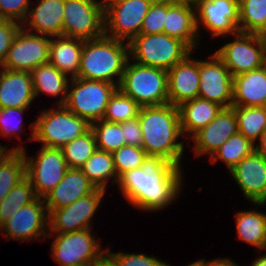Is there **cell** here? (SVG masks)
Instances as JSON below:
<instances>
[{"label":"cell","instance_id":"obj_19","mask_svg":"<svg viewBox=\"0 0 266 266\" xmlns=\"http://www.w3.org/2000/svg\"><path fill=\"white\" fill-rule=\"evenodd\" d=\"M238 132L237 117L232 107L222 108L207 126L195 133L191 139L194 142V154L213 155L231 136Z\"/></svg>","mask_w":266,"mask_h":266},{"label":"cell","instance_id":"obj_28","mask_svg":"<svg viewBox=\"0 0 266 266\" xmlns=\"http://www.w3.org/2000/svg\"><path fill=\"white\" fill-rule=\"evenodd\" d=\"M31 78L34 88L35 97L40 93H46L51 96L61 95L60 100L56 102L57 105H64L67 100L68 83L71 78L60 72L51 63L42 64L31 72Z\"/></svg>","mask_w":266,"mask_h":266},{"label":"cell","instance_id":"obj_3","mask_svg":"<svg viewBox=\"0 0 266 266\" xmlns=\"http://www.w3.org/2000/svg\"><path fill=\"white\" fill-rule=\"evenodd\" d=\"M128 59L127 42L106 35L98 39L85 40L77 77L105 81L119 86ZM114 77L118 80L115 81Z\"/></svg>","mask_w":266,"mask_h":266},{"label":"cell","instance_id":"obj_37","mask_svg":"<svg viewBox=\"0 0 266 266\" xmlns=\"http://www.w3.org/2000/svg\"><path fill=\"white\" fill-rule=\"evenodd\" d=\"M97 149L113 153L125 145V138L121 123H112L105 120H99L90 124Z\"/></svg>","mask_w":266,"mask_h":266},{"label":"cell","instance_id":"obj_36","mask_svg":"<svg viewBox=\"0 0 266 266\" xmlns=\"http://www.w3.org/2000/svg\"><path fill=\"white\" fill-rule=\"evenodd\" d=\"M61 149L68 168H81L97 150L95 136L89 129L82 136L65 144Z\"/></svg>","mask_w":266,"mask_h":266},{"label":"cell","instance_id":"obj_50","mask_svg":"<svg viewBox=\"0 0 266 266\" xmlns=\"http://www.w3.org/2000/svg\"><path fill=\"white\" fill-rule=\"evenodd\" d=\"M187 266H206V260L202 258V259L197 260L191 264H188Z\"/></svg>","mask_w":266,"mask_h":266},{"label":"cell","instance_id":"obj_13","mask_svg":"<svg viewBox=\"0 0 266 266\" xmlns=\"http://www.w3.org/2000/svg\"><path fill=\"white\" fill-rule=\"evenodd\" d=\"M51 37L20 28L1 68L31 72L36 67L49 62Z\"/></svg>","mask_w":266,"mask_h":266},{"label":"cell","instance_id":"obj_33","mask_svg":"<svg viewBox=\"0 0 266 266\" xmlns=\"http://www.w3.org/2000/svg\"><path fill=\"white\" fill-rule=\"evenodd\" d=\"M239 1V31L266 35V0Z\"/></svg>","mask_w":266,"mask_h":266},{"label":"cell","instance_id":"obj_38","mask_svg":"<svg viewBox=\"0 0 266 266\" xmlns=\"http://www.w3.org/2000/svg\"><path fill=\"white\" fill-rule=\"evenodd\" d=\"M140 106L129 96L117 89L107 104L103 120L122 123L137 118Z\"/></svg>","mask_w":266,"mask_h":266},{"label":"cell","instance_id":"obj_54","mask_svg":"<svg viewBox=\"0 0 266 266\" xmlns=\"http://www.w3.org/2000/svg\"><path fill=\"white\" fill-rule=\"evenodd\" d=\"M100 263H89V264H86V265H81V266H99Z\"/></svg>","mask_w":266,"mask_h":266},{"label":"cell","instance_id":"obj_18","mask_svg":"<svg viewBox=\"0 0 266 266\" xmlns=\"http://www.w3.org/2000/svg\"><path fill=\"white\" fill-rule=\"evenodd\" d=\"M229 172L248 201L261 203L266 198V158L264 156L254 150Z\"/></svg>","mask_w":266,"mask_h":266},{"label":"cell","instance_id":"obj_1","mask_svg":"<svg viewBox=\"0 0 266 266\" xmlns=\"http://www.w3.org/2000/svg\"><path fill=\"white\" fill-rule=\"evenodd\" d=\"M181 169L151 160L144 167L122 174L119 189L132 206L143 211H159L178 198L183 182Z\"/></svg>","mask_w":266,"mask_h":266},{"label":"cell","instance_id":"obj_47","mask_svg":"<svg viewBox=\"0 0 266 266\" xmlns=\"http://www.w3.org/2000/svg\"><path fill=\"white\" fill-rule=\"evenodd\" d=\"M259 142V143H258ZM255 145V151L266 158V130Z\"/></svg>","mask_w":266,"mask_h":266},{"label":"cell","instance_id":"obj_6","mask_svg":"<svg viewBox=\"0 0 266 266\" xmlns=\"http://www.w3.org/2000/svg\"><path fill=\"white\" fill-rule=\"evenodd\" d=\"M57 109L42 111L30 124L32 133L29 141H39L42 146L62 148L65 144L82 136L90 129V124L73 114L65 105Z\"/></svg>","mask_w":266,"mask_h":266},{"label":"cell","instance_id":"obj_17","mask_svg":"<svg viewBox=\"0 0 266 266\" xmlns=\"http://www.w3.org/2000/svg\"><path fill=\"white\" fill-rule=\"evenodd\" d=\"M211 60H199L198 97L229 108L233 102V76L224 62L214 53Z\"/></svg>","mask_w":266,"mask_h":266},{"label":"cell","instance_id":"obj_24","mask_svg":"<svg viewBox=\"0 0 266 266\" xmlns=\"http://www.w3.org/2000/svg\"><path fill=\"white\" fill-rule=\"evenodd\" d=\"M64 3L65 0H39L36 7L29 8L22 28L49 37L63 36ZM27 23L28 29L25 28Z\"/></svg>","mask_w":266,"mask_h":266},{"label":"cell","instance_id":"obj_48","mask_svg":"<svg viewBox=\"0 0 266 266\" xmlns=\"http://www.w3.org/2000/svg\"><path fill=\"white\" fill-rule=\"evenodd\" d=\"M122 0H101L99 1L100 6L103 11H105L109 6H112L115 3L121 2Z\"/></svg>","mask_w":266,"mask_h":266},{"label":"cell","instance_id":"obj_8","mask_svg":"<svg viewBox=\"0 0 266 266\" xmlns=\"http://www.w3.org/2000/svg\"><path fill=\"white\" fill-rule=\"evenodd\" d=\"M9 151H22L25 155L26 177L30 180L37 197L45 198L64 178L68 166L61 148L42 146L39 154L27 157L26 148L14 146ZM36 158V159H35Z\"/></svg>","mask_w":266,"mask_h":266},{"label":"cell","instance_id":"obj_20","mask_svg":"<svg viewBox=\"0 0 266 266\" xmlns=\"http://www.w3.org/2000/svg\"><path fill=\"white\" fill-rule=\"evenodd\" d=\"M163 33L182 40L192 50L197 48L200 32L197 29L193 0H167Z\"/></svg>","mask_w":266,"mask_h":266},{"label":"cell","instance_id":"obj_26","mask_svg":"<svg viewBox=\"0 0 266 266\" xmlns=\"http://www.w3.org/2000/svg\"><path fill=\"white\" fill-rule=\"evenodd\" d=\"M223 107L200 97L186 101L178 106L181 130L188 138L207 126Z\"/></svg>","mask_w":266,"mask_h":266},{"label":"cell","instance_id":"obj_40","mask_svg":"<svg viewBox=\"0 0 266 266\" xmlns=\"http://www.w3.org/2000/svg\"><path fill=\"white\" fill-rule=\"evenodd\" d=\"M167 13V0H153L145 16L140 34L163 33Z\"/></svg>","mask_w":266,"mask_h":266},{"label":"cell","instance_id":"obj_15","mask_svg":"<svg viewBox=\"0 0 266 266\" xmlns=\"http://www.w3.org/2000/svg\"><path fill=\"white\" fill-rule=\"evenodd\" d=\"M44 198L37 197L34 201L22 206L12 217L0 226L7 239L30 241L46 239L49 233L48 213Z\"/></svg>","mask_w":266,"mask_h":266},{"label":"cell","instance_id":"obj_7","mask_svg":"<svg viewBox=\"0 0 266 266\" xmlns=\"http://www.w3.org/2000/svg\"><path fill=\"white\" fill-rule=\"evenodd\" d=\"M71 81V82H70ZM65 106L89 124L102 120L118 86L105 81L71 78ZM69 86L71 90H69Z\"/></svg>","mask_w":266,"mask_h":266},{"label":"cell","instance_id":"obj_5","mask_svg":"<svg viewBox=\"0 0 266 266\" xmlns=\"http://www.w3.org/2000/svg\"><path fill=\"white\" fill-rule=\"evenodd\" d=\"M128 59L118 86L125 95L131 97L140 107L169 103L167 71Z\"/></svg>","mask_w":266,"mask_h":266},{"label":"cell","instance_id":"obj_46","mask_svg":"<svg viewBox=\"0 0 266 266\" xmlns=\"http://www.w3.org/2000/svg\"><path fill=\"white\" fill-rule=\"evenodd\" d=\"M206 266H240L236 263H234V261H232L229 258H217L211 261L206 262Z\"/></svg>","mask_w":266,"mask_h":266},{"label":"cell","instance_id":"obj_41","mask_svg":"<svg viewBox=\"0 0 266 266\" xmlns=\"http://www.w3.org/2000/svg\"><path fill=\"white\" fill-rule=\"evenodd\" d=\"M106 259L113 266H166L167 263L145 254L132 253H112L108 248L106 249Z\"/></svg>","mask_w":266,"mask_h":266},{"label":"cell","instance_id":"obj_43","mask_svg":"<svg viewBox=\"0 0 266 266\" xmlns=\"http://www.w3.org/2000/svg\"><path fill=\"white\" fill-rule=\"evenodd\" d=\"M30 0H0V18L24 22L29 11Z\"/></svg>","mask_w":266,"mask_h":266},{"label":"cell","instance_id":"obj_42","mask_svg":"<svg viewBox=\"0 0 266 266\" xmlns=\"http://www.w3.org/2000/svg\"><path fill=\"white\" fill-rule=\"evenodd\" d=\"M27 110V108H0V134L6 137H12L16 134L20 137L19 130L23 129L21 115ZM18 116V119H17ZM15 119V120H13Z\"/></svg>","mask_w":266,"mask_h":266},{"label":"cell","instance_id":"obj_39","mask_svg":"<svg viewBox=\"0 0 266 266\" xmlns=\"http://www.w3.org/2000/svg\"><path fill=\"white\" fill-rule=\"evenodd\" d=\"M112 155L118 177L126 171L144 167L151 161L142 147L124 145Z\"/></svg>","mask_w":266,"mask_h":266},{"label":"cell","instance_id":"obj_52","mask_svg":"<svg viewBox=\"0 0 266 266\" xmlns=\"http://www.w3.org/2000/svg\"><path fill=\"white\" fill-rule=\"evenodd\" d=\"M99 266H113L106 258L100 262Z\"/></svg>","mask_w":266,"mask_h":266},{"label":"cell","instance_id":"obj_34","mask_svg":"<svg viewBox=\"0 0 266 266\" xmlns=\"http://www.w3.org/2000/svg\"><path fill=\"white\" fill-rule=\"evenodd\" d=\"M255 150V145L240 132L231 136L210 158V163L218 159L226 163L230 171L241 159L250 155Z\"/></svg>","mask_w":266,"mask_h":266},{"label":"cell","instance_id":"obj_30","mask_svg":"<svg viewBox=\"0 0 266 266\" xmlns=\"http://www.w3.org/2000/svg\"><path fill=\"white\" fill-rule=\"evenodd\" d=\"M235 217L238 238L262 250L266 236V213L241 211Z\"/></svg>","mask_w":266,"mask_h":266},{"label":"cell","instance_id":"obj_23","mask_svg":"<svg viewBox=\"0 0 266 266\" xmlns=\"http://www.w3.org/2000/svg\"><path fill=\"white\" fill-rule=\"evenodd\" d=\"M2 69V70H1ZM0 69V108H28L35 98L31 73Z\"/></svg>","mask_w":266,"mask_h":266},{"label":"cell","instance_id":"obj_25","mask_svg":"<svg viewBox=\"0 0 266 266\" xmlns=\"http://www.w3.org/2000/svg\"><path fill=\"white\" fill-rule=\"evenodd\" d=\"M232 106H266V64L233 77Z\"/></svg>","mask_w":266,"mask_h":266},{"label":"cell","instance_id":"obj_51","mask_svg":"<svg viewBox=\"0 0 266 266\" xmlns=\"http://www.w3.org/2000/svg\"><path fill=\"white\" fill-rule=\"evenodd\" d=\"M9 150H7V146L0 145V158Z\"/></svg>","mask_w":266,"mask_h":266},{"label":"cell","instance_id":"obj_16","mask_svg":"<svg viewBox=\"0 0 266 266\" xmlns=\"http://www.w3.org/2000/svg\"><path fill=\"white\" fill-rule=\"evenodd\" d=\"M193 2L197 29H200V25H204L213 37L232 36L239 32L238 0H193Z\"/></svg>","mask_w":266,"mask_h":266},{"label":"cell","instance_id":"obj_9","mask_svg":"<svg viewBox=\"0 0 266 266\" xmlns=\"http://www.w3.org/2000/svg\"><path fill=\"white\" fill-rule=\"evenodd\" d=\"M233 36L235 40L226 43L215 52L233 77L266 64L264 35L239 31Z\"/></svg>","mask_w":266,"mask_h":266},{"label":"cell","instance_id":"obj_49","mask_svg":"<svg viewBox=\"0 0 266 266\" xmlns=\"http://www.w3.org/2000/svg\"><path fill=\"white\" fill-rule=\"evenodd\" d=\"M251 265L252 266H266V254L256 258Z\"/></svg>","mask_w":266,"mask_h":266},{"label":"cell","instance_id":"obj_44","mask_svg":"<svg viewBox=\"0 0 266 266\" xmlns=\"http://www.w3.org/2000/svg\"><path fill=\"white\" fill-rule=\"evenodd\" d=\"M21 23L0 18V65L5 60L13 39L22 27Z\"/></svg>","mask_w":266,"mask_h":266},{"label":"cell","instance_id":"obj_31","mask_svg":"<svg viewBox=\"0 0 266 266\" xmlns=\"http://www.w3.org/2000/svg\"><path fill=\"white\" fill-rule=\"evenodd\" d=\"M25 177L24 153L22 151H7L0 158V201Z\"/></svg>","mask_w":266,"mask_h":266},{"label":"cell","instance_id":"obj_22","mask_svg":"<svg viewBox=\"0 0 266 266\" xmlns=\"http://www.w3.org/2000/svg\"><path fill=\"white\" fill-rule=\"evenodd\" d=\"M96 190L80 168H68L64 178L44 198L48 215L58 208L70 205Z\"/></svg>","mask_w":266,"mask_h":266},{"label":"cell","instance_id":"obj_27","mask_svg":"<svg viewBox=\"0 0 266 266\" xmlns=\"http://www.w3.org/2000/svg\"><path fill=\"white\" fill-rule=\"evenodd\" d=\"M84 40L57 36L51 38L49 45V63L60 72L76 78L80 68L81 53Z\"/></svg>","mask_w":266,"mask_h":266},{"label":"cell","instance_id":"obj_45","mask_svg":"<svg viewBox=\"0 0 266 266\" xmlns=\"http://www.w3.org/2000/svg\"><path fill=\"white\" fill-rule=\"evenodd\" d=\"M125 145L142 147V132L138 117L121 123Z\"/></svg>","mask_w":266,"mask_h":266},{"label":"cell","instance_id":"obj_55","mask_svg":"<svg viewBox=\"0 0 266 266\" xmlns=\"http://www.w3.org/2000/svg\"><path fill=\"white\" fill-rule=\"evenodd\" d=\"M262 250H266V236H265V242L263 244Z\"/></svg>","mask_w":266,"mask_h":266},{"label":"cell","instance_id":"obj_4","mask_svg":"<svg viewBox=\"0 0 266 266\" xmlns=\"http://www.w3.org/2000/svg\"><path fill=\"white\" fill-rule=\"evenodd\" d=\"M129 58L135 63L168 71L183 61L192 49L182 40L165 33L140 34L129 43Z\"/></svg>","mask_w":266,"mask_h":266},{"label":"cell","instance_id":"obj_35","mask_svg":"<svg viewBox=\"0 0 266 266\" xmlns=\"http://www.w3.org/2000/svg\"><path fill=\"white\" fill-rule=\"evenodd\" d=\"M36 198L34 187L30 180L25 177L0 201V226L22 206L29 204Z\"/></svg>","mask_w":266,"mask_h":266},{"label":"cell","instance_id":"obj_53","mask_svg":"<svg viewBox=\"0 0 266 266\" xmlns=\"http://www.w3.org/2000/svg\"><path fill=\"white\" fill-rule=\"evenodd\" d=\"M255 205L264 206L266 204V198L261 203H254Z\"/></svg>","mask_w":266,"mask_h":266},{"label":"cell","instance_id":"obj_2","mask_svg":"<svg viewBox=\"0 0 266 266\" xmlns=\"http://www.w3.org/2000/svg\"><path fill=\"white\" fill-rule=\"evenodd\" d=\"M138 120L142 132V148L147 156L158 162L180 166L184 143L179 109L170 103L140 107Z\"/></svg>","mask_w":266,"mask_h":266},{"label":"cell","instance_id":"obj_21","mask_svg":"<svg viewBox=\"0 0 266 266\" xmlns=\"http://www.w3.org/2000/svg\"><path fill=\"white\" fill-rule=\"evenodd\" d=\"M190 55L167 71L168 99L176 107L198 97L199 60Z\"/></svg>","mask_w":266,"mask_h":266},{"label":"cell","instance_id":"obj_14","mask_svg":"<svg viewBox=\"0 0 266 266\" xmlns=\"http://www.w3.org/2000/svg\"><path fill=\"white\" fill-rule=\"evenodd\" d=\"M105 190L96 189L93 193L77 199L68 206L54 209L48 216V238L54 233H70L93 228L92 217L99 208Z\"/></svg>","mask_w":266,"mask_h":266},{"label":"cell","instance_id":"obj_10","mask_svg":"<svg viewBox=\"0 0 266 266\" xmlns=\"http://www.w3.org/2000/svg\"><path fill=\"white\" fill-rule=\"evenodd\" d=\"M94 238L91 228L70 233H56L51 245V255L60 264L59 266L100 263L106 258V250H102L100 243Z\"/></svg>","mask_w":266,"mask_h":266},{"label":"cell","instance_id":"obj_32","mask_svg":"<svg viewBox=\"0 0 266 266\" xmlns=\"http://www.w3.org/2000/svg\"><path fill=\"white\" fill-rule=\"evenodd\" d=\"M237 117L238 132L256 144L266 130L265 106H231Z\"/></svg>","mask_w":266,"mask_h":266},{"label":"cell","instance_id":"obj_29","mask_svg":"<svg viewBox=\"0 0 266 266\" xmlns=\"http://www.w3.org/2000/svg\"><path fill=\"white\" fill-rule=\"evenodd\" d=\"M80 169L96 189L106 190L109 179L118 184L112 153L97 149Z\"/></svg>","mask_w":266,"mask_h":266},{"label":"cell","instance_id":"obj_11","mask_svg":"<svg viewBox=\"0 0 266 266\" xmlns=\"http://www.w3.org/2000/svg\"><path fill=\"white\" fill-rule=\"evenodd\" d=\"M104 35V11L98 0H65L63 36L81 40Z\"/></svg>","mask_w":266,"mask_h":266},{"label":"cell","instance_id":"obj_12","mask_svg":"<svg viewBox=\"0 0 266 266\" xmlns=\"http://www.w3.org/2000/svg\"><path fill=\"white\" fill-rule=\"evenodd\" d=\"M153 0H122L104 11V35L129 43L140 35Z\"/></svg>","mask_w":266,"mask_h":266}]
</instances>
